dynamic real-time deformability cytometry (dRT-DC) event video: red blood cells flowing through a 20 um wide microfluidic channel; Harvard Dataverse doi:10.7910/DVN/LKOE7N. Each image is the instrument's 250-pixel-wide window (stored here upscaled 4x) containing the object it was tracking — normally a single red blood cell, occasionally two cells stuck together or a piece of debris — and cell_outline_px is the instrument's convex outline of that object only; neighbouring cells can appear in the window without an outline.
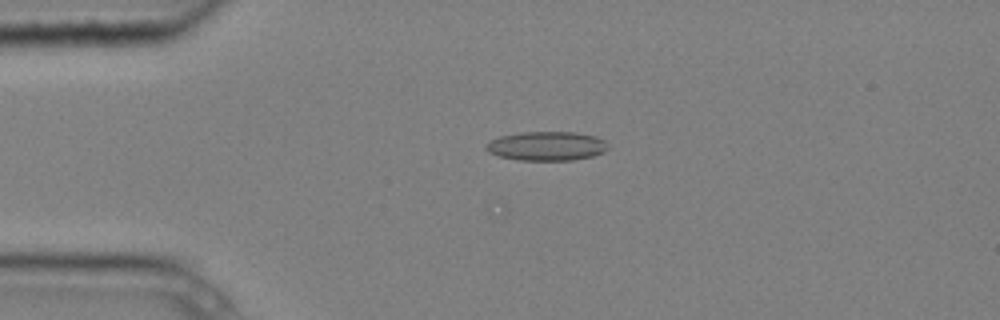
{"species": "common noctule bat (a hibernating species)", "species_latin": "Nyctalus noctula", "temperature_condition": "cold", "stored_images_in_passage": 5, "camera_frame_rate_fps": 3000, "um_per_image_px": 0.085, "animal": {"sex": "male", "body_mass_g": 20.4}, "frame": {"image": 1, "passage_image": 4, "time_ms": 1.0, "image_size_px": [1000, 320], "cell_outline_px": [[608, 148], [604, 152], [592, 156], [572, 160], [516, 160], [500, 156], [488, 152], [484, 148], [484, 144], [500, 136], [520, 132], [576, 132], [596, 136], [604, 140]], "centroid_in_image_um": [46.44, 12.41], "position_along_channel_um": 38.6, "area_um2": 20.75}}